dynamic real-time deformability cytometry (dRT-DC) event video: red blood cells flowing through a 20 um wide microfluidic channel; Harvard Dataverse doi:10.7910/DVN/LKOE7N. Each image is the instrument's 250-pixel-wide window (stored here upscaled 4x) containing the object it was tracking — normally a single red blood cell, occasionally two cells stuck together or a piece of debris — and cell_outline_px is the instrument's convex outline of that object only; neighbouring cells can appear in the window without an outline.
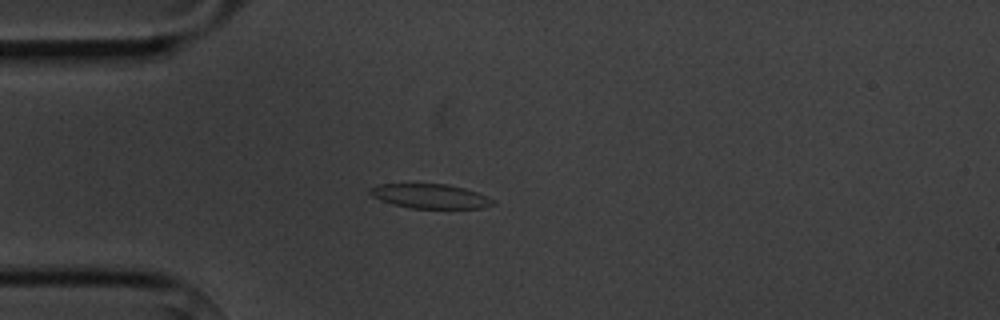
{"species": "common noctule bat (a hibernating species)", "species_latin": "Nyctalus noctula", "temperature_condition": "cold", "stored_images_in_passage": 2, "camera_frame_rate_fps": 3000, "um_per_image_px": 0.085, "animal": {"sex": "male", "body_mass_g": 20.1, "forearm_length_mm": 53.5}, "frame": {"image": 1, "passage_image": 2, "time_ms": 2.0, "image_size_px": [1000, 320], "cell_outline_px": [[496, 204], [480, 208], [412, 208], [380, 200], [372, 196], [368, 192], [372, 188], [380, 184], [448, 184], [464, 188], [476, 192], [496, 200]], "centroid_in_image_um": [36.61, 16.67], "position_along_channel_um": 48.4, "area_um2": 17.28}}